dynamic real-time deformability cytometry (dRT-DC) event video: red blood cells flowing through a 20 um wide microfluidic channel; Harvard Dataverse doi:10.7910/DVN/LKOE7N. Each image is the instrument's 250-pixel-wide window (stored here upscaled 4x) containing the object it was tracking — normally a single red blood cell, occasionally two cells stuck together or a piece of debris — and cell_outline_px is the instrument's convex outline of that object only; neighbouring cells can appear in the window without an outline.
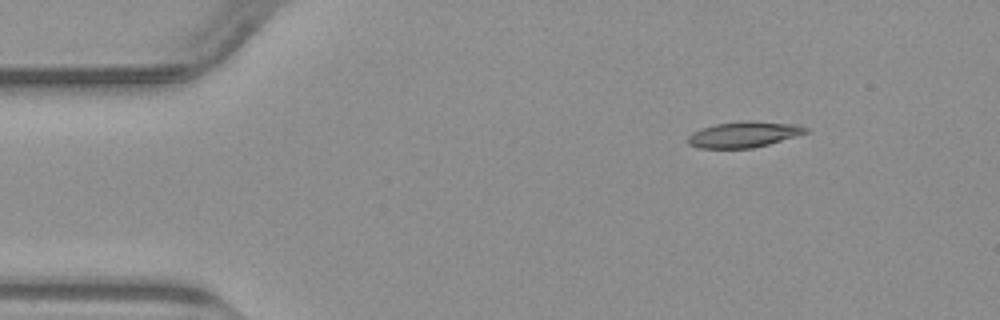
{"species": "common noctule bat (a hibernating species)", "species_latin": "Nyctalus noctula", "temperature_condition": "warm", "stored_images_in_passage": 44, "camera_frame_rate_fps": 3000, "um_per_image_px": 0.085, "animal": {"sex": "male", "body_mass_g": 23.1, "forearm_length_mm": 52.7}, "frame": {"image": 1, "passage_image": 1, "time_ms": 0.0, "image_size_px": [1000, 320], "cell_outline_px": [[812, 128], [808, 132], [796, 136], [768, 144], [752, 148], [700, 148], [688, 144], [688, 136], [692, 132], [700, 128], [716, 124], [748, 120], [800, 124]], "centroid_in_image_um": [63.27, 11.41], "position_along_channel_um": 21.7, "area_um2": 17.92}}
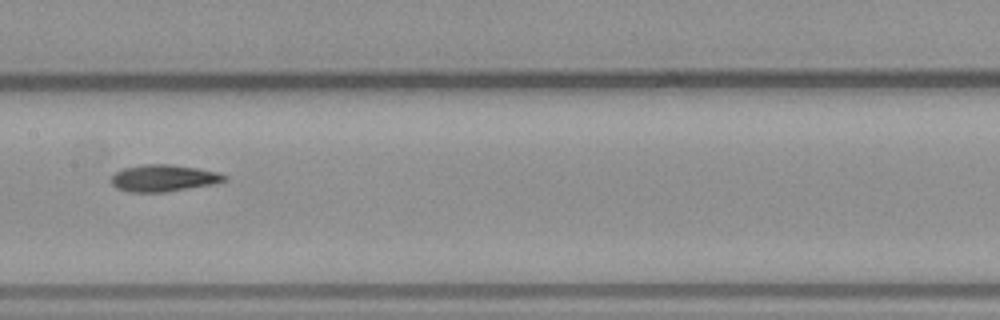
{"frame": {"image": 2, "passage_image": 19, "time_ms": 6.0, "image_size_px": [1000, 320], "cell_outline_px": [[228, 180], [212, 184], [164, 192], [128, 192], [116, 188], [112, 184], [112, 176], [116, 172], [124, 168], [144, 164], [172, 164], [196, 168], [216, 172], [228, 176]], "centroid_in_image_um": [13.89, 15.14], "position_along_channel_um": 193.5, "area_um2": 17.57}}
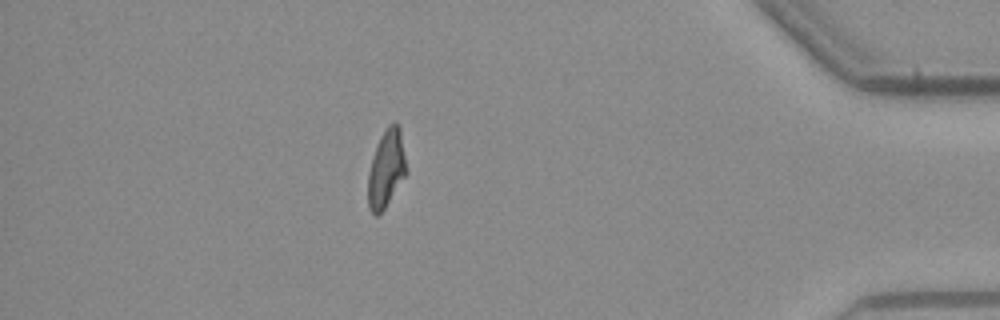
{"frame": {"image": 3, "passage_image": 38, "time_ms": 12.333, "image_size_px": [1000, 320], "cell_outline_px": [[408, 172], [384, 208], [376, 216], [368, 208], [368, 172], [372, 156], [380, 136], [388, 124], [392, 120], [396, 120], [400, 128]], "centroid_in_image_um": [32.84, 14.28], "position_along_channel_um": 402.4, "area_um2": 17.51}}